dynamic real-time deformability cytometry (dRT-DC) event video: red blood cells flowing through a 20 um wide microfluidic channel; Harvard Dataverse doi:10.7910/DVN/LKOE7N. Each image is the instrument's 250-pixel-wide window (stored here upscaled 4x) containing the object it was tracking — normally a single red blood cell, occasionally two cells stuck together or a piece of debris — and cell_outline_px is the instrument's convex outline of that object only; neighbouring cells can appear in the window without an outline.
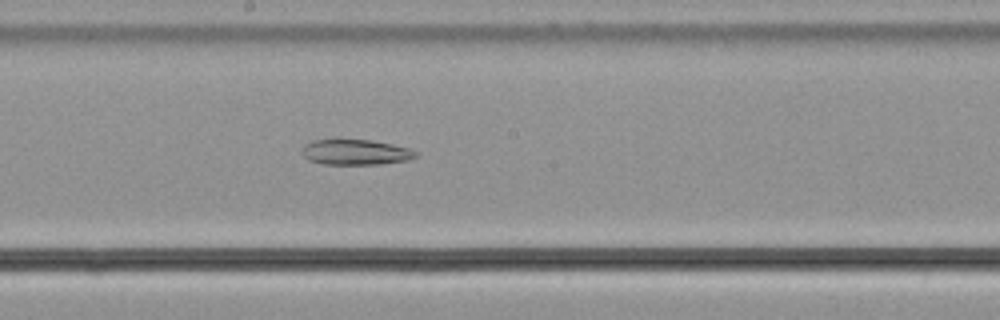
{"species": "common noctule bat (a hibernating species)", "species_latin": "Nyctalus noctula", "temperature_condition": "cold", "stored_images_in_passage": 56, "camera_frame_rate_fps": 3000, "um_per_image_px": 0.085, "animal": {"sex": "male", "body_mass_g": 21.5, "forearm_length_mm": 52.0}, "frame": {"image": 1, "passage_image": 31, "time_ms": 10.0, "image_size_px": [1000, 320], "cell_outline_px": [[416, 156], [408, 160], [380, 164], [324, 164], [308, 160], [304, 156], [304, 144], [312, 140], [332, 136], [340, 136], [372, 140], [392, 144], [408, 148], [416, 152]], "centroid_in_image_um": [30.15, 12.87], "position_along_channel_um": 218.1, "area_um2": 17.57}}
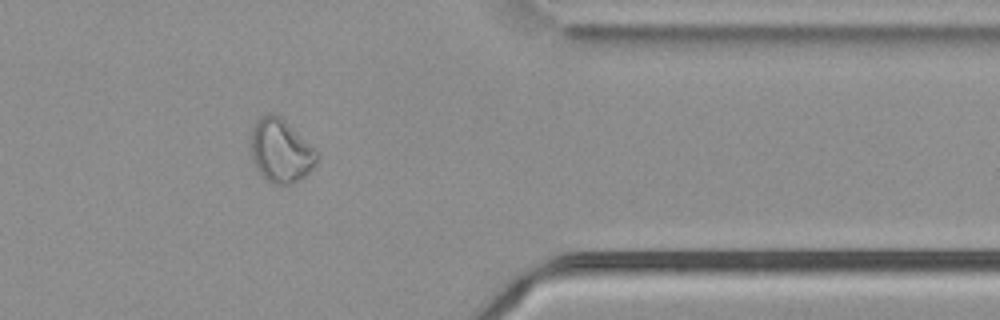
{"frame": {"image": 2, "passage_image": 46, "time_ms": 15.0, "image_size_px": [1000, 320], "cell_outline_px": [[316, 164], [300, 180], [292, 184], [272, 184], [256, 168], [252, 160], [248, 144], [248, 140], [252, 128], [256, 120], [268, 112], [272, 112], [280, 116], [316, 152]], "centroid_in_image_um": [23.77, 12.81], "position_along_channel_um": 387.6, "area_um2": 24.28}}
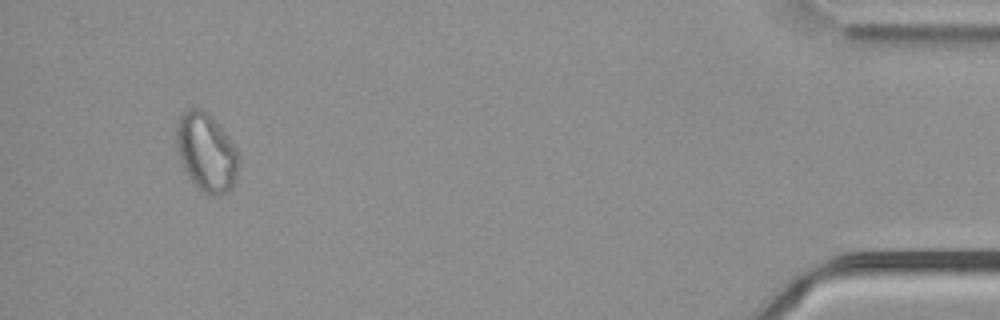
{"frame": {"image": 3, "passage_image": 53, "time_ms": 17.333, "image_size_px": [1000, 320], "cell_outline_px": [[240, 160], [236, 176], [232, 184], [224, 192], [212, 196], [208, 196], [192, 180], [184, 168], [180, 160], [176, 140], [176, 128], [180, 116], [188, 108], [200, 108], [208, 112], [228, 136], [236, 148]], "centroid_in_image_um": [17.54, 12.9], "position_along_channel_um": 417.7, "area_um2": 27.98}}